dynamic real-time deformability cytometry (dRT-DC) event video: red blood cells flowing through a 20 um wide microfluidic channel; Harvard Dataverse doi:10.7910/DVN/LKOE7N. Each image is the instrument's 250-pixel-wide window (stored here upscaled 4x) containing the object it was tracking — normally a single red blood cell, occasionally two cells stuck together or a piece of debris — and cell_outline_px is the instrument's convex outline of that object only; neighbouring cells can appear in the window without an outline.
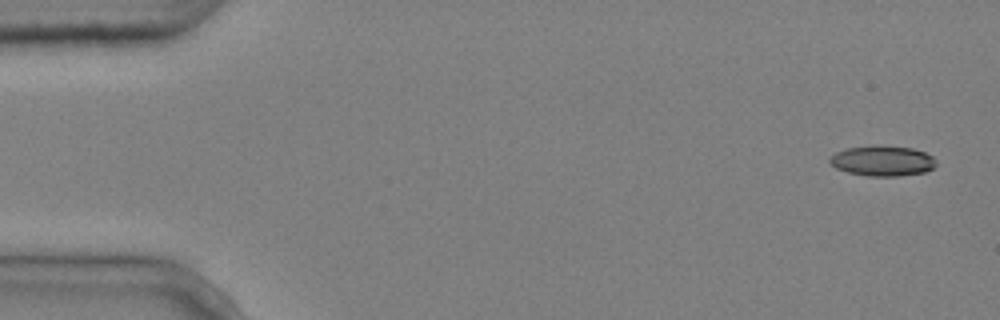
{"species": "common noctule bat (a hibernating species)", "species_latin": "Nyctalus noctula", "temperature_condition": "cold", "stored_images_in_passage": 6, "camera_frame_rate_fps": 3000, "um_per_image_px": 0.085, "animal": {"sex": "male", "body_mass_g": 20.4}, "frame": {"image": 1, "passage_image": 1, "time_ms": 0.0, "image_size_px": [1000, 320], "cell_outline_px": [[936, 164], [932, 168], [924, 172], [896, 176], [868, 176], [848, 172], [836, 168], [828, 160], [836, 152], [848, 148], [872, 144], [884, 144], [912, 148], [924, 152], [932, 156], [936, 160]], "centroid_in_image_um": [75.01, 13.64], "position_along_channel_um": 10.0, "area_um2": 18.96}}
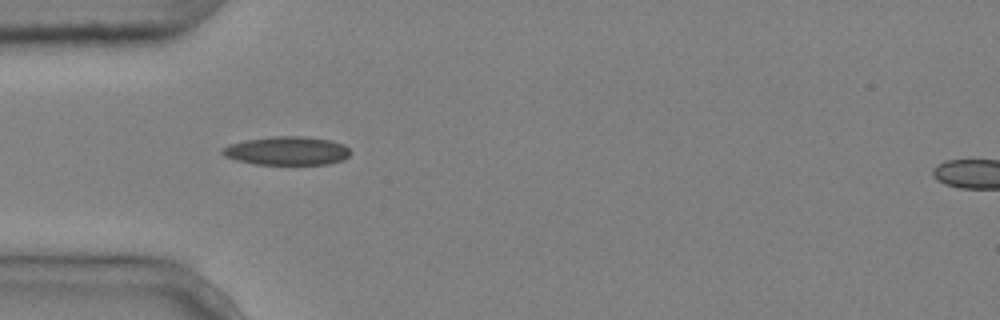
{"frame": {"image": 2, "passage_image": 5, "time_ms": 1.333, "image_size_px": [1000, 320], "cell_outline_px": [[352, 152], [344, 160], [328, 164], [252, 164], [236, 160], [224, 156], [220, 152], [220, 148], [228, 144], [244, 140], [272, 136], [304, 136], [332, 140], [344, 144]], "centroid_in_image_um": [24.37, 12.81], "position_along_channel_um": 60.6, "area_um2": 21.68}}